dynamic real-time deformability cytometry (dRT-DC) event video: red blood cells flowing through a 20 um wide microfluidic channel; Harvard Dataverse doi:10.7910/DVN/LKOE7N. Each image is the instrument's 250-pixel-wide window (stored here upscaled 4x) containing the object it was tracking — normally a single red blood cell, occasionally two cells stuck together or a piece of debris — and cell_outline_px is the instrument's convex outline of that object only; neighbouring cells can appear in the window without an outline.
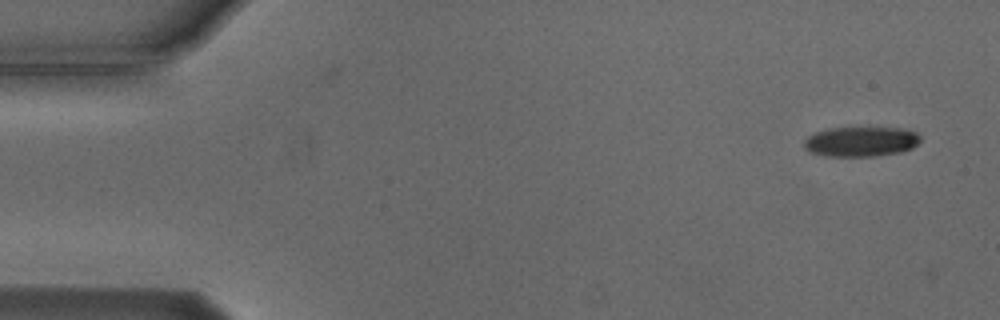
{"species": "Egyptian fruit bat (a non-hibernating species)", "species_latin": "Rousettus aegyptiacus", "temperature_condition": "cold", "stored_images_in_passage": 7, "camera_frame_rate_fps": 3000, "um_per_image_px": 0.085, "animal": {"sex": "male"}, "frame": {"image": 1, "passage_image": 1, "time_ms": 0.0, "image_size_px": [1000, 320], "cell_outline_px": [[920, 140], [912, 148], [900, 152], [872, 156], [824, 156], [808, 152], [804, 148], [804, 140], [808, 136], [816, 132], [828, 128], [900, 128], [916, 132], [920, 136]], "centroid_in_image_um": [73.14, 12.04], "position_along_channel_um": 11.9, "area_um2": 20.23}}
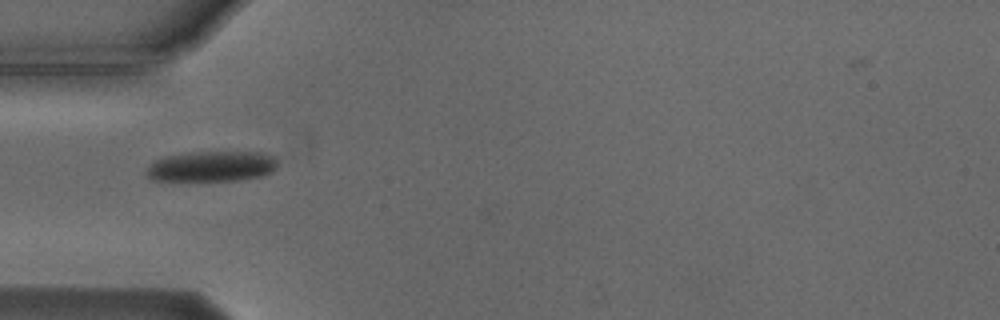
{"frame": {"image": 2, "passage_image": 5, "time_ms": 4.667, "image_size_px": [1000, 320], "cell_outline_px": [[276, 168], [272, 172], [260, 176], [236, 180], [152, 180], [144, 172], [148, 164], [164, 156], [192, 152], [264, 152], [276, 156]], "centroid_in_image_um": [17.98, 14.12], "position_along_channel_um": 67.0, "area_um2": 23.35}}
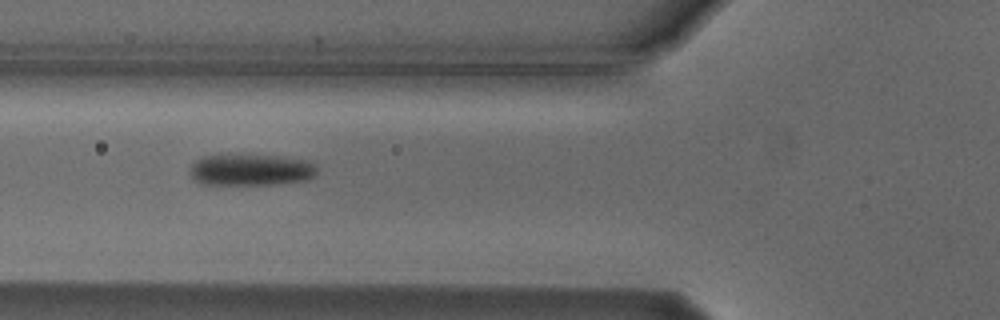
{"frame": {"image": 3, "passage_image": 6, "time_ms": 5.667, "image_size_px": [1000, 320], "cell_outline_px": [[316, 172], [308, 180], [276, 184], [200, 184], [192, 176], [192, 164], [196, 160], [204, 156], [280, 156], [312, 160], [316, 164]], "centroid_in_image_um": [21.41, 14.44], "position_along_channel_um": 104.4, "area_um2": 23.0}}